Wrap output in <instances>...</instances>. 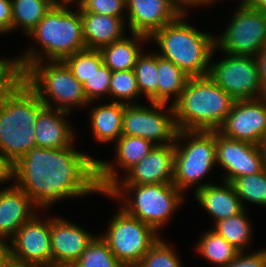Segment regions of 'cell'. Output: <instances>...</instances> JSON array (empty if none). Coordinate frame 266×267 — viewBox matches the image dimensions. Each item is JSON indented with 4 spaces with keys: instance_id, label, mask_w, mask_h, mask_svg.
Here are the masks:
<instances>
[{
    "instance_id": "6da1fadb",
    "label": "cell",
    "mask_w": 266,
    "mask_h": 267,
    "mask_svg": "<svg viewBox=\"0 0 266 267\" xmlns=\"http://www.w3.org/2000/svg\"><path fill=\"white\" fill-rule=\"evenodd\" d=\"M97 160L72 145L62 149L34 148L13 164V183L39 210L61 199L103 194Z\"/></svg>"
},
{
    "instance_id": "7a4b0ae2",
    "label": "cell",
    "mask_w": 266,
    "mask_h": 267,
    "mask_svg": "<svg viewBox=\"0 0 266 267\" xmlns=\"http://www.w3.org/2000/svg\"><path fill=\"white\" fill-rule=\"evenodd\" d=\"M70 2H56L36 27L27 35L39 44L15 57L19 73L28 65L42 61H62L86 48L80 10L74 12ZM46 57V59H45Z\"/></svg>"
},
{
    "instance_id": "3957f363",
    "label": "cell",
    "mask_w": 266,
    "mask_h": 267,
    "mask_svg": "<svg viewBox=\"0 0 266 267\" xmlns=\"http://www.w3.org/2000/svg\"><path fill=\"white\" fill-rule=\"evenodd\" d=\"M44 107L21 77L0 96V153L12 164L37 148L36 121Z\"/></svg>"
},
{
    "instance_id": "277c9868",
    "label": "cell",
    "mask_w": 266,
    "mask_h": 267,
    "mask_svg": "<svg viewBox=\"0 0 266 267\" xmlns=\"http://www.w3.org/2000/svg\"><path fill=\"white\" fill-rule=\"evenodd\" d=\"M183 11L173 22L156 31L149 41L159 46L157 54L173 62L190 77L207 76L211 58L215 54L214 35L189 25ZM159 52V53H158Z\"/></svg>"
},
{
    "instance_id": "5b68a950",
    "label": "cell",
    "mask_w": 266,
    "mask_h": 267,
    "mask_svg": "<svg viewBox=\"0 0 266 267\" xmlns=\"http://www.w3.org/2000/svg\"><path fill=\"white\" fill-rule=\"evenodd\" d=\"M235 100L210 77H190L173 104L179 130L218 131Z\"/></svg>"
},
{
    "instance_id": "8992f818",
    "label": "cell",
    "mask_w": 266,
    "mask_h": 267,
    "mask_svg": "<svg viewBox=\"0 0 266 267\" xmlns=\"http://www.w3.org/2000/svg\"><path fill=\"white\" fill-rule=\"evenodd\" d=\"M104 196L123 200L120 208L157 233L184 202V194L173 183L113 185Z\"/></svg>"
},
{
    "instance_id": "52a82bcc",
    "label": "cell",
    "mask_w": 266,
    "mask_h": 267,
    "mask_svg": "<svg viewBox=\"0 0 266 267\" xmlns=\"http://www.w3.org/2000/svg\"><path fill=\"white\" fill-rule=\"evenodd\" d=\"M20 77L46 107L71 113L73 107L91 105L85 96L83 84L72 75L63 61L32 63L20 73Z\"/></svg>"
},
{
    "instance_id": "ba28073f",
    "label": "cell",
    "mask_w": 266,
    "mask_h": 267,
    "mask_svg": "<svg viewBox=\"0 0 266 267\" xmlns=\"http://www.w3.org/2000/svg\"><path fill=\"white\" fill-rule=\"evenodd\" d=\"M182 139L186 142L185 144H183ZM174 146V177L172 183L182 193H185L184 191L192 186L195 187V192L205 185L212 184L202 183L201 180L216 165V131L179 130Z\"/></svg>"
},
{
    "instance_id": "9c48e42d",
    "label": "cell",
    "mask_w": 266,
    "mask_h": 267,
    "mask_svg": "<svg viewBox=\"0 0 266 267\" xmlns=\"http://www.w3.org/2000/svg\"><path fill=\"white\" fill-rule=\"evenodd\" d=\"M118 209L101 237L125 267H136L160 236L151 226Z\"/></svg>"
},
{
    "instance_id": "30bf717a",
    "label": "cell",
    "mask_w": 266,
    "mask_h": 267,
    "mask_svg": "<svg viewBox=\"0 0 266 267\" xmlns=\"http://www.w3.org/2000/svg\"><path fill=\"white\" fill-rule=\"evenodd\" d=\"M178 131L173 105H125L122 136L141 137L155 145H174Z\"/></svg>"
},
{
    "instance_id": "8fae6325",
    "label": "cell",
    "mask_w": 266,
    "mask_h": 267,
    "mask_svg": "<svg viewBox=\"0 0 266 267\" xmlns=\"http://www.w3.org/2000/svg\"><path fill=\"white\" fill-rule=\"evenodd\" d=\"M226 30L216 35V50L224 54L258 57L266 47V13L238 5Z\"/></svg>"
},
{
    "instance_id": "7c38bea8",
    "label": "cell",
    "mask_w": 266,
    "mask_h": 267,
    "mask_svg": "<svg viewBox=\"0 0 266 267\" xmlns=\"http://www.w3.org/2000/svg\"><path fill=\"white\" fill-rule=\"evenodd\" d=\"M226 55L218 62H210L209 77L235 101L265 97L257 57Z\"/></svg>"
},
{
    "instance_id": "4fadbf2b",
    "label": "cell",
    "mask_w": 266,
    "mask_h": 267,
    "mask_svg": "<svg viewBox=\"0 0 266 267\" xmlns=\"http://www.w3.org/2000/svg\"><path fill=\"white\" fill-rule=\"evenodd\" d=\"M40 217L36 213L18 229L9 241L10 257L36 267H52L50 218Z\"/></svg>"
},
{
    "instance_id": "5bb4252c",
    "label": "cell",
    "mask_w": 266,
    "mask_h": 267,
    "mask_svg": "<svg viewBox=\"0 0 266 267\" xmlns=\"http://www.w3.org/2000/svg\"><path fill=\"white\" fill-rule=\"evenodd\" d=\"M218 131L228 138L259 145L266 136V96L235 101Z\"/></svg>"
},
{
    "instance_id": "9a60e30c",
    "label": "cell",
    "mask_w": 266,
    "mask_h": 267,
    "mask_svg": "<svg viewBox=\"0 0 266 267\" xmlns=\"http://www.w3.org/2000/svg\"><path fill=\"white\" fill-rule=\"evenodd\" d=\"M216 164L226 171L223 175L226 182L264 170L259 145L228 138L219 131H216Z\"/></svg>"
},
{
    "instance_id": "2e32d148",
    "label": "cell",
    "mask_w": 266,
    "mask_h": 267,
    "mask_svg": "<svg viewBox=\"0 0 266 267\" xmlns=\"http://www.w3.org/2000/svg\"><path fill=\"white\" fill-rule=\"evenodd\" d=\"M126 9L130 33L148 38L183 12L173 0H126Z\"/></svg>"
},
{
    "instance_id": "e0dca14e",
    "label": "cell",
    "mask_w": 266,
    "mask_h": 267,
    "mask_svg": "<svg viewBox=\"0 0 266 267\" xmlns=\"http://www.w3.org/2000/svg\"><path fill=\"white\" fill-rule=\"evenodd\" d=\"M174 145H156L125 177L114 185H150L172 183L174 177Z\"/></svg>"
},
{
    "instance_id": "ac0fdd59",
    "label": "cell",
    "mask_w": 266,
    "mask_h": 267,
    "mask_svg": "<svg viewBox=\"0 0 266 267\" xmlns=\"http://www.w3.org/2000/svg\"><path fill=\"white\" fill-rule=\"evenodd\" d=\"M115 144L116 164L112 163V161L97 160L98 184L103 194L120 179L119 175H117L118 168H122L124 172L125 170L127 172L156 146L150 140L135 136H121Z\"/></svg>"
},
{
    "instance_id": "d6986e66",
    "label": "cell",
    "mask_w": 266,
    "mask_h": 267,
    "mask_svg": "<svg viewBox=\"0 0 266 267\" xmlns=\"http://www.w3.org/2000/svg\"><path fill=\"white\" fill-rule=\"evenodd\" d=\"M52 267H62L66 262L78 260L95 237L69 220L50 217Z\"/></svg>"
},
{
    "instance_id": "ffe728a7",
    "label": "cell",
    "mask_w": 266,
    "mask_h": 267,
    "mask_svg": "<svg viewBox=\"0 0 266 267\" xmlns=\"http://www.w3.org/2000/svg\"><path fill=\"white\" fill-rule=\"evenodd\" d=\"M0 189V239L8 242L36 213L30 197L14 183Z\"/></svg>"
},
{
    "instance_id": "44dd1931",
    "label": "cell",
    "mask_w": 266,
    "mask_h": 267,
    "mask_svg": "<svg viewBox=\"0 0 266 267\" xmlns=\"http://www.w3.org/2000/svg\"><path fill=\"white\" fill-rule=\"evenodd\" d=\"M65 115L68 117L70 113L46 106L39 112L35 127L37 148L62 149L72 146L76 132Z\"/></svg>"
},
{
    "instance_id": "7402d4cb",
    "label": "cell",
    "mask_w": 266,
    "mask_h": 267,
    "mask_svg": "<svg viewBox=\"0 0 266 267\" xmlns=\"http://www.w3.org/2000/svg\"><path fill=\"white\" fill-rule=\"evenodd\" d=\"M199 205L213 217L214 224L235 216L244 210L241 200L231 182L222 185L208 184L194 192Z\"/></svg>"
},
{
    "instance_id": "603a6c76",
    "label": "cell",
    "mask_w": 266,
    "mask_h": 267,
    "mask_svg": "<svg viewBox=\"0 0 266 267\" xmlns=\"http://www.w3.org/2000/svg\"><path fill=\"white\" fill-rule=\"evenodd\" d=\"M75 7L80 10L86 48L100 50L126 36L125 18L85 12L78 5Z\"/></svg>"
},
{
    "instance_id": "cb8c5ba5",
    "label": "cell",
    "mask_w": 266,
    "mask_h": 267,
    "mask_svg": "<svg viewBox=\"0 0 266 267\" xmlns=\"http://www.w3.org/2000/svg\"><path fill=\"white\" fill-rule=\"evenodd\" d=\"M124 103L114 102L92 106L90 125L94 139L100 143L116 142L122 136Z\"/></svg>"
},
{
    "instance_id": "d4e9b609",
    "label": "cell",
    "mask_w": 266,
    "mask_h": 267,
    "mask_svg": "<svg viewBox=\"0 0 266 267\" xmlns=\"http://www.w3.org/2000/svg\"><path fill=\"white\" fill-rule=\"evenodd\" d=\"M131 37L125 36L119 41L112 42L100 49L103 63L112 71L132 70L135 67L137 57L142 53L144 42H149L147 36L131 33Z\"/></svg>"
},
{
    "instance_id": "484cf974",
    "label": "cell",
    "mask_w": 266,
    "mask_h": 267,
    "mask_svg": "<svg viewBox=\"0 0 266 267\" xmlns=\"http://www.w3.org/2000/svg\"><path fill=\"white\" fill-rule=\"evenodd\" d=\"M157 72L158 103L168 104L170 102V105H173L179 99L190 76L173 62L162 58L158 54Z\"/></svg>"
},
{
    "instance_id": "4316f807",
    "label": "cell",
    "mask_w": 266,
    "mask_h": 267,
    "mask_svg": "<svg viewBox=\"0 0 266 267\" xmlns=\"http://www.w3.org/2000/svg\"><path fill=\"white\" fill-rule=\"evenodd\" d=\"M57 0H11V32L17 27L28 35Z\"/></svg>"
},
{
    "instance_id": "83f0119b",
    "label": "cell",
    "mask_w": 266,
    "mask_h": 267,
    "mask_svg": "<svg viewBox=\"0 0 266 267\" xmlns=\"http://www.w3.org/2000/svg\"><path fill=\"white\" fill-rule=\"evenodd\" d=\"M197 252L216 267L229 264L239 252L226 239L219 236L214 230L209 229L200 236L195 246Z\"/></svg>"
},
{
    "instance_id": "f1b7e54d",
    "label": "cell",
    "mask_w": 266,
    "mask_h": 267,
    "mask_svg": "<svg viewBox=\"0 0 266 267\" xmlns=\"http://www.w3.org/2000/svg\"><path fill=\"white\" fill-rule=\"evenodd\" d=\"M246 208L239 214L220 220L214 224V230L226 239L239 252L245 251L253 230Z\"/></svg>"
},
{
    "instance_id": "f546056e",
    "label": "cell",
    "mask_w": 266,
    "mask_h": 267,
    "mask_svg": "<svg viewBox=\"0 0 266 267\" xmlns=\"http://www.w3.org/2000/svg\"><path fill=\"white\" fill-rule=\"evenodd\" d=\"M143 52L137 57L134 67L138 89L148 101L158 103L157 53Z\"/></svg>"
},
{
    "instance_id": "4dcf8cb0",
    "label": "cell",
    "mask_w": 266,
    "mask_h": 267,
    "mask_svg": "<svg viewBox=\"0 0 266 267\" xmlns=\"http://www.w3.org/2000/svg\"><path fill=\"white\" fill-rule=\"evenodd\" d=\"M62 267H125L112 253L107 242L95 236L78 260L66 262Z\"/></svg>"
},
{
    "instance_id": "1f68e13d",
    "label": "cell",
    "mask_w": 266,
    "mask_h": 267,
    "mask_svg": "<svg viewBox=\"0 0 266 267\" xmlns=\"http://www.w3.org/2000/svg\"><path fill=\"white\" fill-rule=\"evenodd\" d=\"M232 185L242 202H250L259 206H266V172L245 175L235 178Z\"/></svg>"
},
{
    "instance_id": "d6a6232c",
    "label": "cell",
    "mask_w": 266,
    "mask_h": 267,
    "mask_svg": "<svg viewBox=\"0 0 266 267\" xmlns=\"http://www.w3.org/2000/svg\"><path fill=\"white\" fill-rule=\"evenodd\" d=\"M72 75L84 84L103 64V56L100 50L85 48L62 60Z\"/></svg>"
},
{
    "instance_id": "836d02e7",
    "label": "cell",
    "mask_w": 266,
    "mask_h": 267,
    "mask_svg": "<svg viewBox=\"0 0 266 267\" xmlns=\"http://www.w3.org/2000/svg\"><path fill=\"white\" fill-rule=\"evenodd\" d=\"M109 95L113 96L114 102L138 104L133 102L137 97H141L134 69L112 72Z\"/></svg>"
},
{
    "instance_id": "e575fe53",
    "label": "cell",
    "mask_w": 266,
    "mask_h": 267,
    "mask_svg": "<svg viewBox=\"0 0 266 267\" xmlns=\"http://www.w3.org/2000/svg\"><path fill=\"white\" fill-rule=\"evenodd\" d=\"M163 240L160 237L136 267H183L173 247Z\"/></svg>"
},
{
    "instance_id": "d590c367",
    "label": "cell",
    "mask_w": 266,
    "mask_h": 267,
    "mask_svg": "<svg viewBox=\"0 0 266 267\" xmlns=\"http://www.w3.org/2000/svg\"><path fill=\"white\" fill-rule=\"evenodd\" d=\"M112 71L103 63L93 75L83 84L85 96L89 102L95 103L98 99L109 95Z\"/></svg>"
},
{
    "instance_id": "8d00e7d4",
    "label": "cell",
    "mask_w": 266,
    "mask_h": 267,
    "mask_svg": "<svg viewBox=\"0 0 266 267\" xmlns=\"http://www.w3.org/2000/svg\"><path fill=\"white\" fill-rule=\"evenodd\" d=\"M75 5L85 12L119 18H124L123 12H127L126 0H77Z\"/></svg>"
},
{
    "instance_id": "74e56055",
    "label": "cell",
    "mask_w": 266,
    "mask_h": 267,
    "mask_svg": "<svg viewBox=\"0 0 266 267\" xmlns=\"http://www.w3.org/2000/svg\"><path fill=\"white\" fill-rule=\"evenodd\" d=\"M20 77L15 58L0 59V96L3 95Z\"/></svg>"
},
{
    "instance_id": "f35d334b",
    "label": "cell",
    "mask_w": 266,
    "mask_h": 267,
    "mask_svg": "<svg viewBox=\"0 0 266 267\" xmlns=\"http://www.w3.org/2000/svg\"><path fill=\"white\" fill-rule=\"evenodd\" d=\"M223 267H266V249L250 254L245 251L238 252L236 257Z\"/></svg>"
},
{
    "instance_id": "ab89813d",
    "label": "cell",
    "mask_w": 266,
    "mask_h": 267,
    "mask_svg": "<svg viewBox=\"0 0 266 267\" xmlns=\"http://www.w3.org/2000/svg\"><path fill=\"white\" fill-rule=\"evenodd\" d=\"M12 24L11 0H0V34L9 33Z\"/></svg>"
},
{
    "instance_id": "60d3db41",
    "label": "cell",
    "mask_w": 266,
    "mask_h": 267,
    "mask_svg": "<svg viewBox=\"0 0 266 267\" xmlns=\"http://www.w3.org/2000/svg\"><path fill=\"white\" fill-rule=\"evenodd\" d=\"M9 180L13 182V164L0 153V185Z\"/></svg>"
},
{
    "instance_id": "b9f144b4",
    "label": "cell",
    "mask_w": 266,
    "mask_h": 267,
    "mask_svg": "<svg viewBox=\"0 0 266 267\" xmlns=\"http://www.w3.org/2000/svg\"><path fill=\"white\" fill-rule=\"evenodd\" d=\"M262 89L266 94V49H263L257 57Z\"/></svg>"
},
{
    "instance_id": "7bdbcfd3",
    "label": "cell",
    "mask_w": 266,
    "mask_h": 267,
    "mask_svg": "<svg viewBox=\"0 0 266 267\" xmlns=\"http://www.w3.org/2000/svg\"><path fill=\"white\" fill-rule=\"evenodd\" d=\"M239 4L246 8L260 10L266 13V0H241Z\"/></svg>"
},
{
    "instance_id": "ee69618b",
    "label": "cell",
    "mask_w": 266,
    "mask_h": 267,
    "mask_svg": "<svg viewBox=\"0 0 266 267\" xmlns=\"http://www.w3.org/2000/svg\"><path fill=\"white\" fill-rule=\"evenodd\" d=\"M219 2V0H182V10L187 12V8H193L195 6H202V5H206L209 6L210 4ZM209 4V5H208Z\"/></svg>"
},
{
    "instance_id": "f6af8a7d",
    "label": "cell",
    "mask_w": 266,
    "mask_h": 267,
    "mask_svg": "<svg viewBox=\"0 0 266 267\" xmlns=\"http://www.w3.org/2000/svg\"><path fill=\"white\" fill-rule=\"evenodd\" d=\"M10 256L9 244L7 241L0 239V267Z\"/></svg>"
},
{
    "instance_id": "bcb514c9",
    "label": "cell",
    "mask_w": 266,
    "mask_h": 267,
    "mask_svg": "<svg viewBox=\"0 0 266 267\" xmlns=\"http://www.w3.org/2000/svg\"><path fill=\"white\" fill-rule=\"evenodd\" d=\"M1 267H36V266L15 260L9 256Z\"/></svg>"
},
{
    "instance_id": "7dc6e473",
    "label": "cell",
    "mask_w": 266,
    "mask_h": 267,
    "mask_svg": "<svg viewBox=\"0 0 266 267\" xmlns=\"http://www.w3.org/2000/svg\"><path fill=\"white\" fill-rule=\"evenodd\" d=\"M259 148L263 157L264 171L266 172V136H264L260 142Z\"/></svg>"
},
{
    "instance_id": "c3c4849f",
    "label": "cell",
    "mask_w": 266,
    "mask_h": 267,
    "mask_svg": "<svg viewBox=\"0 0 266 267\" xmlns=\"http://www.w3.org/2000/svg\"><path fill=\"white\" fill-rule=\"evenodd\" d=\"M182 9V0H173Z\"/></svg>"
},
{
    "instance_id": "681fc988",
    "label": "cell",
    "mask_w": 266,
    "mask_h": 267,
    "mask_svg": "<svg viewBox=\"0 0 266 267\" xmlns=\"http://www.w3.org/2000/svg\"><path fill=\"white\" fill-rule=\"evenodd\" d=\"M77 0H57V2H70L75 3Z\"/></svg>"
}]
</instances>
